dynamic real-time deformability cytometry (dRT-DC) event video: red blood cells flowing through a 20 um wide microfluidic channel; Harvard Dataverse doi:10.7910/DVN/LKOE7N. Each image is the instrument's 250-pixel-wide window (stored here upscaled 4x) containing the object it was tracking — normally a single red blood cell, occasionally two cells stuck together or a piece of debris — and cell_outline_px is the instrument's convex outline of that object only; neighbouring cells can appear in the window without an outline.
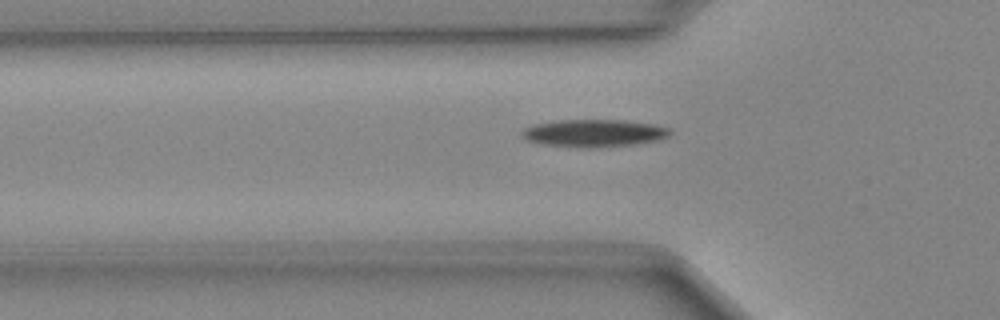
{"species": "Egyptian fruit bat (a non-hibernating species)", "species_latin": "Rousettus aegyptiacus", "temperature_condition": "cold", "stored_images_in_passage": 36, "camera_frame_rate_fps": 3000, "um_per_image_px": 0.085, "animal": {"sex": "female"}, "frame": {"image": 1, "passage_image": 6, "time_ms": 1.667, "image_size_px": [1000, 320], "cell_outline_px": [[672, 132], [668, 136], [660, 140], [636, 144], [588, 148], [544, 144], [528, 140], [520, 136], [520, 132], [524, 128], [532, 124], [552, 120], [624, 120], [656, 124], [672, 128]], "centroid_in_image_um": [50.51, 11.3], "position_along_channel_um": 75.3, "area_um2": 24.04}}
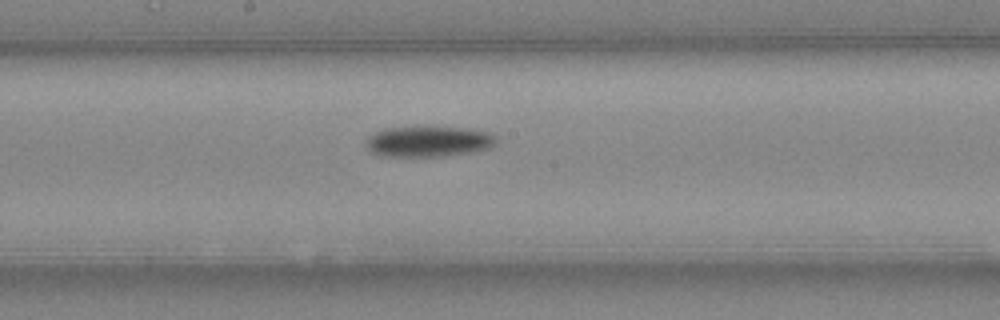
{"frame": {"image": 2, "passage_image": 16, "time_ms": 5.0, "image_size_px": [1000, 320], "cell_outline_px": [[496, 144], [488, 148], [472, 152], [444, 156], [384, 156], [372, 152], [364, 144], [364, 140], [372, 132], [388, 128], [468, 128], [488, 132], [496, 136]], "centroid_in_image_um": [36.4, 12.03], "position_along_channel_um": 211.8, "area_um2": 23.06}}
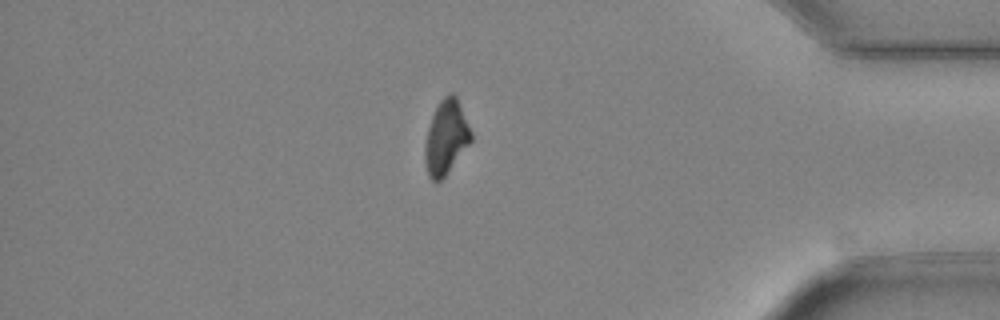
{"frame": {"image": 3, "passage_image": 32, "time_ms": 10.333, "image_size_px": [1000, 320], "cell_outline_px": [[472, 140], [444, 176], [440, 180], [432, 180], [428, 176], [424, 160], [424, 144], [428, 128], [432, 116], [440, 100], [448, 92], [452, 92], [456, 96], [472, 132]], "centroid_in_image_um": [37.9, 11.65], "position_along_channel_um": 397.3, "area_um2": 19.71}}